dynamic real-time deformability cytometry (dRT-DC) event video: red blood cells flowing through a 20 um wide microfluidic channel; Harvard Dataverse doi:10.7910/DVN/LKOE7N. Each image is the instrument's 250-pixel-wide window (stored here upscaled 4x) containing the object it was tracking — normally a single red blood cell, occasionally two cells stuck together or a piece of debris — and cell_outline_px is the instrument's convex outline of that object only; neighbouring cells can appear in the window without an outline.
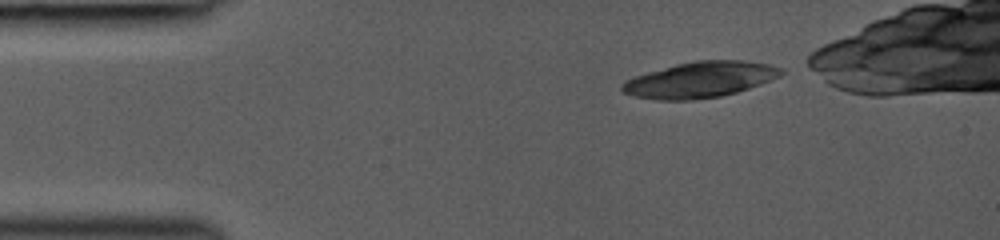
{"species": "common noctule bat (a hibernating species)", "species_latin": "Nyctalus noctula", "temperature_condition": "room temperature", "stored_images_in_passage": 23, "camera_frame_rate_fps": 3000, "um_per_image_px": 0.085, "animal": {"sex": "female", "body_mass_g": 19.0, "forearm_length_mm": 53.3}, "frame": {"image": 1, "passage_image": 1, "time_ms": 0.0, "image_size_px": [1000, 240], "cell_outline_px": [[784, 72], [780, 76], [760, 84], [736, 92], [720, 96], [692, 100], [656, 100], [632, 96], [624, 92], [620, 88], [620, 84], [624, 80], [648, 72], [676, 64], [696, 60], [744, 60], [768, 64], [780, 68]], "centroid_in_image_um": [59.47, 6.78], "position_along_channel_um": 25.5, "area_um2": 33.12}}